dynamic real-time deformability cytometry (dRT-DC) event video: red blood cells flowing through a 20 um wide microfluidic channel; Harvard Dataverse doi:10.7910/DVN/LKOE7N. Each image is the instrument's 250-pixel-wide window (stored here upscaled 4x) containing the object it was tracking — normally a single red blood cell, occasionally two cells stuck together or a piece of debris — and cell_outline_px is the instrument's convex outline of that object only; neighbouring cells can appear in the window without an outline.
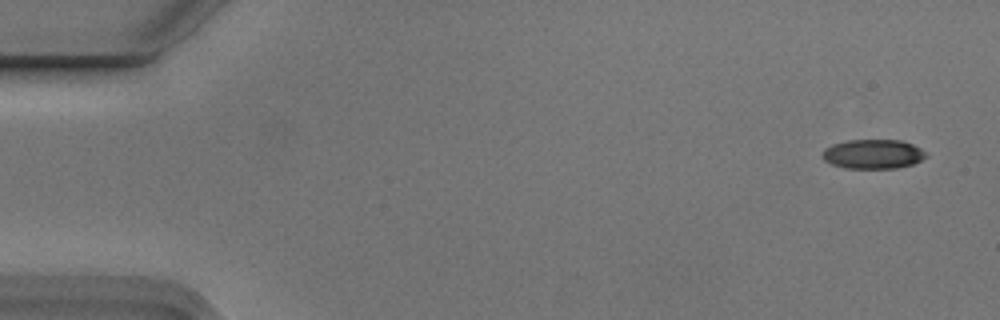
{"species": "Egyptian fruit bat (a non-hibernating species)", "species_latin": "Rousettus aegyptiacus", "temperature_condition": "cold", "stored_images_in_passage": 4, "camera_frame_rate_fps": 3000, "um_per_image_px": 0.085, "animal": {"sex": "male"}, "frame": {"image": 1, "passage_image": 1, "time_ms": 0.0, "image_size_px": [1000, 320], "cell_outline_px": [[928, 156], [912, 164], [896, 168], [844, 168], [832, 164], [824, 160], [820, 156], [824, 148], [832, 144], [848, 140], [900, 140], [912, 144], [920, 148]], "centroid_in_image_um": [74.16, 13.09], "position_along_channel_um": 10.8, "area_um2": 17.74}}
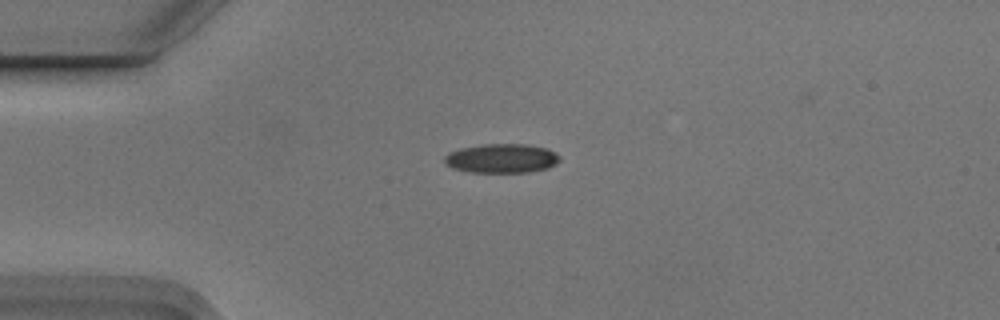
{"frame": {"image": 2, "passage_image": 4, "time_ms": 1.0, "image_size_px": [1000, 320], "cell_outline_px": [[560, 160], [556, 164], [548, 168], [528, 172], [472, 172], [452, 168], [444, 164], [444, 156], [448, 152], [460, 148], [484, 144], [528, 144], [548, 148], [560, 156]], "centroid_in_image_um": [42.63, 13.45], "position_along_channel_um": 42.4, "area_um2": 19.77}}